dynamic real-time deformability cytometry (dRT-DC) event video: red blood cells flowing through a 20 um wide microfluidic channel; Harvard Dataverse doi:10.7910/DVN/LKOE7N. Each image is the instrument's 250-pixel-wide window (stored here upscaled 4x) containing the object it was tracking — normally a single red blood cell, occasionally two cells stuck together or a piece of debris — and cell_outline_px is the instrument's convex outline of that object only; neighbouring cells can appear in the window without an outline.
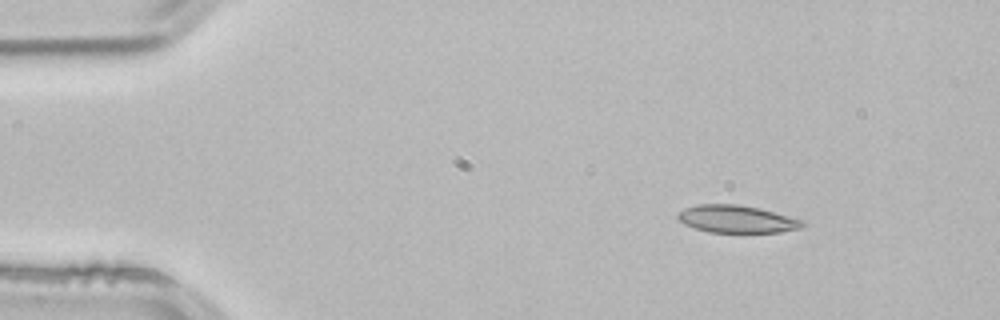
{"species": "common noctule bat (a hibernating species)", "species_latin": "Nyctalus noctula", "temperature_condition": "room temperature", "stored_images_in_passage": 3, "camera_frame_rate_fps": 3000, "um_per_image_px": 0.085, "animal": {"sex": "male", "body_mass_g": 21.5, "forearm_length_mm": 52.0}, "frame": {"image": 1, "passage_image": 1, "time_ms": 0.0, "image_size_px": [1000, 320], "cell_outline_px": [[808, 224], [800, 228], [780, 232], [708, 232], [684, 224], [676, 216], [684, 208], [696, 204], [736, 204], [760, 208], [804, 220]], "centroid_in_image_um": [62.65, 18.61], "position_along_channel_um": 22.3, "area_um2": 20.0}}
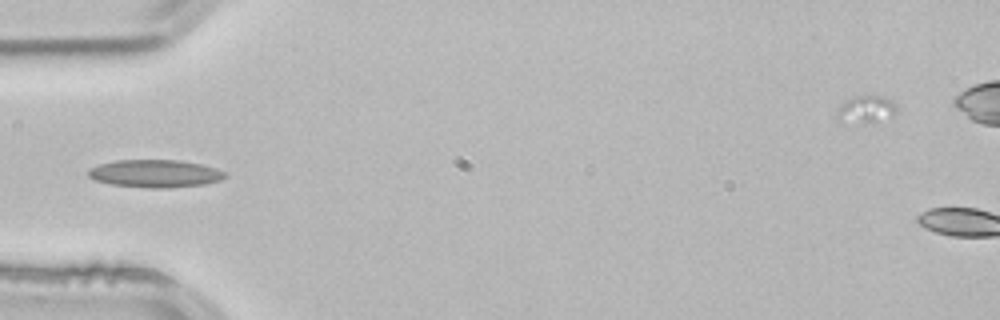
{"frame": {"image": 2, "passage_image": 3, "time_ms": 0.667, "image_size_px": [1000, 320], "cell_outline_px": [[228, 176], [220, 180], [204, 184], [168, 188], [152, 188], [112, 184], [96, 180], [88, 176], [88, 172], [92, 168], [100, 164], [116, 160], [180, 160], [200, 164], [216, 168], [228, 172]], "centroid_in_image_um": [13.25, 14.75], "position_along_channel_um": 71.8, "area_um2": 21.96}}